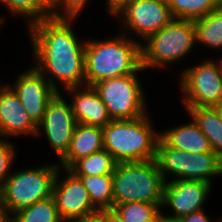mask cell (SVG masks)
<instances>
[{
    "label": "cell",
    "instance_id": "cell-1",
    "mask_svg": "<svg viewBox=\"0 0 222 222\" xmlns=\"http://www.w3.org/2000/svg\"><path fill=\"white\" fill-rule=\"evenodd\" d=\"M70 23H74L73 19L48 17L27 27L34 67L57 92L86 85V39H79ZM58 84L62 89H59Z\"/></svg>",
    "mask_w": 222,
    "mask_h": 222
},
{
    "label": "cell",
    "instance_id": "cell-2",
    "mask_svg": "<svg viewBox=\"0 0 222 222\" xmlns=\"http://www.w3.org/2000/svg\"><path fill=\"white\" fill-rule=\"evenodd\" d=\"M107 40L86 39L85 81L93 86L99 81L136 73L141 66V42L123 34Z\"/></svg>",
    "mask_w": 222,
    "mask_h": 222
},
{
    "label": "cell",
    "instance_id": "cell-20",
    "mask_svg": "<svg viewBox=\"0 0 222 222\" xmlns=\"http://www.w3.org/2000/svg\"><path fill=\"white\" fill-rule=\"evenodd\" d=\"M196 44L222 50V8L193 21Z\"/></svg>",
    "mask_w": 222,
    "mask_h": 222
},
{
    "label": "cell",
    "instance_id": "cell-11",
    "mask_svg": "<svg viewBox=\"0 0 222 222\" xmlns=\"http://www.w3.org/2000/svg\"><path fill=\"white\" fill-rule=\"evenodd\" d=\"M61 170L66 172L62 180L60 179ZM52 197L63 222H75L98 210L92 204L81 180L67 169H58L52 188Z\"/></svg>",
    "mask_w": 222,
    "mask_h": 222
},
{
    "label": "cell",
    "instance_id": "cell-39",
    "mask_svg": "<svg viewBox=\"0 0 222 222\" xmlns=\"http://www.w3.org/2000/svg\"><path fill=\"white\" fill-rule=\"evenodd\" d=\"M5 16H0V27L2 28V24L5 21Z\"/></svg>",
    "mask_w": 222,
    "mask_h": 222
},
{
    "label": "cell",
    "instance_id": "cell-33",
    "mask_svg": "<svg viewBox=\"0 0 222 222\" xmlns=\"http://www.w3.org/2000/svg\"><path fill=\"white\" fill-rule=\"evenodd\" d=\"M130 1L131 0H107V12L114 17Z\"/></svg>",
    "mask_w": 222,
    "mask_h": 222
},
{
    "label": "cell",
    "instance_id": "cell-24",
    "mask_svg": "<svg viewBox=\"0 0 222 222\" xmlns=\"http://www.w3.org/2000/svg\"><path fill=\"white\" fill-rule=\"evenodd\" d=\"M222 175V159L214 152L193 153L189 180H200L210 184L212 178Z\"/></svg>",
    "mask_w": 222,
    "mask_h": 222
},
{
    "label": "cell",
    "instance_id": "cell-12",
    "mask_svg": "<svg viewBox=\"0 0 222 222\" xmlns=\"http://www.w3.org/2000/svg\"><path fill=\"white\" fill-rule=\"evenodd\" d=\"M21 72L9 85L17 94L31 121L38 126L50 99L57 93L51 83L33 66Z\"/></svg>",
    "mask_w": 222,
    "mask_h": 222
},
{
    "label": "cell",
    "instance_id": "cell-37",
    "mask_svg": "<svg viewBox=\"0 0 222 222\" xmlns=\"http://www.w3.org/2000/svg\"><path fill=\"white\" fill-rule=\"evenodd\" d=\"M215 108H216V110L218 111V113H219V115H220V117H221V119H222V101H221L219 104H217V105L215 106Z\"/></svg>",
    "mask_w": 222,
    "mask_h": 222
},
{
    "label": "cell",
    "instance_id": "cell-17",
    "mask_svg": "<svg viewBox=\"0 0 222 222\" xmlns=\"http://www.w3.org/2000/svg\"><path fill=\"white\" fill-rule=\"evenodd\" d=\"M189 123L167 128L160 132V139L169 147L193 153L213 152L208 138L190 118Z\"/></svg>",
    "mask_w": 222,
    "mask_h": 222
},
{
    "label": "cell",
    "instance_id": "cell-21",
    "mask_svg": "<svg viewBox=\"0 0 222 222\" xmlns=\"http://www.w3.org/2000/svg\"><path fill=\"white\" fill-rule=\"evenodd\" d=\"M87 189L92 204L98 209H113V177L111 174L76 176Z\"/></svg>",
    "mask_w": 222,
    "mask_h": 222
},
{
    "label": "cell",
    "instance_id": "cell-13",
    "mask_svg": "<svg viewBox=\"0 0 222 222\" xmlns=\"http://www.w3.org/2000/svg\"><path fill=\"white\" fill-rule=\"evenodd\" d=\"M212 184L200 180H169L164 187V200L162 208L173 209L172 214H162L178 220L193 212L203 210L204 202L208 200Z\"/></svg>",
    "mask_w": 222,
    "mask_h": 222
},
{
    "label": "cell",
    "instance_id": "cell-14",
    "mask_svg": "<svg viewBox=\"0 0 222 222\" xmlns=\"http://www.w3.org/2000/svg\"><path fill=\"white\" fill-rule=\"evenodd\" d=\"M9 84H3L0 88V137H36L37 126L31 121Z\"/></svg>",
    "mask_w": 222,
    "mask_h": 222
},
{
    "label": "cell",
    "instance_id": "cell-30",
    "mask_svg": "<svg viewBox=\"0 0 222 222\" xmlns=\"http://www.w3.org/2000/svg\"><path fill=\"white\" fill-rule=\"evenodd\" d=\"M38 6L49 16L62 19V0H37Z\"/></svg>",
    "mask_w": 222,
    "mask_h": 222
},
{
    "label": "cell",
    "instance_id": "cell-10",
    "mask_svg": "<svg viewBox=\"0 0 222 222\" xmlns=\"http://www.w3.org/2000/svg\"><path fill=\"white\" fill-rule=\"evenodd\" d=\"M57 92L48 102L42 122L37 126L36 136L44 133L49 146L59 161L70 148L76 127V119L71 104L66 102L64 94Z\"/></svg>",
    "mask_w": 222,
    "mask_h": 222
},
{
    "label": "cell",
    "instance_id": "cell-32",
    "mask_svg": "<svg viewBox=\"0 0 222 222\" xmlns=\"http://www.w3.org/2000/svg\"><path fill=\"white\" fill-rule=\"evenodd\" d=\"M75 222H108L107 209L97 210L84 218L76 220Z\"/></svg>",
    "mask_w": 222,
    "mask_h": 222
},
{
    "label": "cell",
    "instance_id": "cell-7",
    "mask_svg": "<svg viewBox=\"0 0 222 222\" xmlns=\"http://www.w3.org/2000/svg\"><path fill=\"white\" fill-rule=\"evenodd\" d=\"M143 70L141 67L134 74L105 79L93 85L112 120H131L148 114L145 90L138 77V72Z\"/></svg>",
    "mask_w": 222,
    "mask_h": 222
},
{
    "label": "cell",
    "instance_id": "cell-28",
    "mask_svg": "<svg viewBox=\"0 0 222 222\" xmlns=\"http://www.w3.org/2000/svg\"><path fill=\"white\" fill-rule=\"evenodd\" d=\"M1 138V137H0ZM16 148L10 139H0V185L8 178L11 174V167L14 165L16 157Z\"/></svg>",
    "mask_w": 222,
    "mask_h": 222
},
{
    "label": "cell",
    "instance_id": "cell-3",
    "mask_svg": "<svg viewBox=\"0 0 222 222\" xmlns=\"http://www.w3.org/2000/svg\"><path fill=\"white\" fill-rule=\"evenodd\" d=\"M148 114L131 120H112L103 128V145L117 163L153 160L159 130Z\"/></svg>",
    "mask_w": 222,
    "mask_h": 222
},
{
    "label": "cell",
    "instance_id": "cell-18",
    "mask_svg": "<svg viewBox=\"0 0 222 222\" xmlns=\"http://www.w3.org/2000/svg\"><path fill=\"white\" fill-rule=\"evenodd\" d=\"M191 158V152L169 147L159 139L155 161L166 182L170 174L173 176V179H171L173 181L189 180Z\"/></svg>",
    "mask_w": 222,
    "mask_h": 222
},
{
    "label": "cell",
    "instance_id": "cell-25",
    "mask_svg": "<svg viewBox=\"0 0 222 222\" xmlns=\"http://www.w3.org/2000/svg\"><path fill=\"white\" fill-rule=\"evenodd\" d=\"M11 222H63L57 211L54 198L35 202L11 216Z\"/></svg>",
    "mask_w": 222,
    "mask_h": 222
},
{
    "label": "cell",
    "instance_id": "cell-6",
    "mask_svg": "<svg viewBox=\"0 0 222 222\" xmlns=\"http://www.w3.org/2000/svg\"><path fill=\"white\" fill-rule=\"evenodd\" d=\"M194 45L196 47L193 20L172 19L141 43V66L144 71L150 68L165 69L169 64L184 59Z\"/></svg>",
    "mask_w": 222,
    "mask_h": 222
},
{
    "label": "cell",
    "instance_id": "cell-27",
    "mask_svg": "<svg viewBox=\"0 0 222 222\" xmlns=\"http://www.w3.org/2000/svg\"><path fill=\"white\" fill-rule=\"evenodd\" d=\"M7 11L16 17L26 18L27 26L30 24L48 18L49 16L38 6L37 0H0Z\"/></svg>",
    "mask_w": 222,
    "mask_h": 222
},
{
    "label": "cell",
    "instance_id": "cell-9",
    "mask_svg": "<svg viewBox=\"0 0 222 222\" xmlns=\"http://www.w3.org/2000/svg\"><path fill=\"white\" fill-rule=\"evenodd\" d=\"M114 18L124 27L125 35L131 31L141 43L173 19L167 0H131Z\"/></svg>",
    "mask_w": 222,
    "mask_h": 222
},
{
    "label": "cell",
    "instance_id": "cell-22",
    "mask_svg": "<svg viewBox=\"0 0 222 222\" xmlns=\"http://www.w3.org/2000/svg\"><path fill=\"white\" fill-rule=\"evenodd\" d=\"M117 162L102 149L75 161L67 170L74 176L106 175L114 172Z\"/></svg>",
    "mask_w": 222,
    "mask_h": 222
},
{
    "label": "cell",
    "instance_id": "cell-19",
    "mask_svg": "<svg viewBox=\"0 0 222 222\" xmlns=\"http://www.w3.org/2000/svg\"><path fill=\"white\" fill-rule=\"evenodd\" d=\"M208 138L212 151L222 159V119L215 107H184Z\"/></svg>",
    "mask_w": 222,
    "mask_h": 222
},
{
    "label": "cell",
    "instance_id": "cell-15",
    "mask_svg": "<svg viewBox=\"0 0 222 222\" xmlns=\"http://www.w3.org/2000/svg\"><path fill=\"white\" fill-rule=\"evenodd\" d=\"M72 99L70 102L77 123L104 128L112 121L106 105L93 86L65 89Z\"/></svg>",
    "mask_w": 222,
    "mask_h": 222
},
{
    "label": "cell",
    "instance_id": "cell-36",
    "mask_svg": "<svg viewBox=\"0 0 222 222\" xmlns=\"http://www.w3.org/2000/svg\"><path fill=\"white\" fill-rule=\"evenodd\" d=\"M153 222H177V220L166 217L161 213Z\"/></svg>",
    "mask_w": 222,
    "mask_h": 222
},
{
    "label": "cell",
    "instance_id": "cell-34",
    "mask_svg": "<svg viewBox=\"0 0 222 222\" xmlns=\"http://www.w3.org/2000/svg\"><path fill=\"white\" fill-rule=\"evenodd\" d=\"M108 222H124L114 209H107Z\"/></svg>",
    "mask_w": 222,
    "mask_h": 222
},
{
    "label": "cell",
    "instance_id": "cell-16",
    "mask_svg": "<svg viewBox=\"0 0 222 222\" xmlns=\"http://www.w3.org/2000/svg\"><path fill=\"white\" fill-rule=\"evenodd\" d=\"M104 149L103 128L77 123L66 155L58 162L61 169H68L75 161Z\"/></svg>",
    "mask_w": 222,
    "mask_h": 222
},
{
    "label": "cell",
    "instance_id": "cell-23",
    "mask_svg": "<svg viewBox=\"0 0 222 222\" xmlns=\"http://www.w3.org/2000/svg\"><path fill=\"white\" fill-rule=\"evenodd\" d=\"M173 19L196 20L220 7V0H167Z\"/></svg>",
    "mask_w": 222,
    "mask_h": 222
},
{
    "label": "cell",
    "instance_id": "cell-5",
    "mask_svg": "<svg viewBox=\"0 0 222 222\" xmlns=\"http://www.w3.org/2000/svg\"><path fill=\"white\" fill-rule=\"evenodd\" d=\"M36 167V168H35ZM13 171L0 185V201L11 217L17 211L48 199L52 196V188L58 163L35 166Z\"/></svg>",
    "mask_w": 222,
    "mask_h": 222
},
{
    "label": "cell",
    "instance_id": "cell-26",
    "mask_svg": "<svg viewBox=\"0 0 222 222\" xmlns=\"http://www.w3.org/2000/svg\"><path fill=\"white\" fill-rule=\"evenodd\" d=\"M162 204L147 202H128L117 204L113 209L124 222H153L161 213Z\"/></svg>",
    "mask_w": 222,
    "mask_h": 222
},
{
    "label": "cell",
    "instance_id": "cell-8",
    "mask_svg": "<svg viewBox=\"0 0 222 222\" xmlns=\"http://www.w3.org/2000/svg\"><path fill=\"white\" fill-rule=\"evenodd\" d=\"M181 71L179 86L185 107H215L222 101V73L213 59Z\"/></svg>",
    "mask_w": 222,
    "mask_h": 222
},
{
    "label": "cell",
    "instance_id": "cell-29",
    "mask_svg": "<svg viewBox=\"0 0 222 222\" xmlns=\"http://www.w3.org/2000/svg\"><path fill=\"white\" fill-rule=\"evenodd\" d=\"M88 2L89 0H62V19L75 20L84 11Z\"/></svg>",
    "mask_w": 222,
    "mask_h": 222
},
{
    "label": "cell",
    "instance_id": "cell-38",
    "mask_svg": "<svg viewBox=\"0 0 222 222\" xmlns=\"http://www.w3.org/2000/svg\"><path fill=\"white\" fill-rule=\"evenodd\" d=\"M221 58H222V57H221ZM215 62L218 64L219 70H220V72L222 73V59H220V60H218V61L215 60Z\"/></svg>",
    "mask_w": 222,
    "mask_h": 222
},
{
    "label": "cell",
    "instance_id": "cell-4",
    "mask_svg": "<svg viewBox=\"0 0 222 222\" xmlns=\"http://www.w3.org/2000/svg\"><path fill=\"white\" fill-rule=\"evenodd\" d=\"M112 177L114 206L136 201L163 204L166 181L155 159L117 163Z\"/></svg>",
    "mask_w": 222,
    "mask_h": 222
},
{
    "label": "cell",
    "instance_id": "cell-35",
    "mask_svg": "<svg viewBox=\"0 0 222 222\" xmlns=\"http://www.w3.org/2000/svg\"><path fill=\"white\" fill-rule=\"evenodd\" d=\"M0 222H11V217L6 212L4 206L1 204V201H0Z\"/></svg>",
    "mask_w": 222,
    "mask_h": 222
},
{
    "label": "cell",
    "instance_id": "cell-31",
    "mask_svg": "<svg viewBox=\"0 0 222 222\" xmlns=\"http://www.w3.org/2000/svg\"><path fill=\"white\" fill-rule=\"evenodd\" d=\"M177 222H212V221L209 219V216L206 214L205 211L200 210L179 218ZM218 222H222V219L221 221L219 220Z\"/></svg>",
    "mask_w": 222,
    "mask_h": 222
}]
</instances>
